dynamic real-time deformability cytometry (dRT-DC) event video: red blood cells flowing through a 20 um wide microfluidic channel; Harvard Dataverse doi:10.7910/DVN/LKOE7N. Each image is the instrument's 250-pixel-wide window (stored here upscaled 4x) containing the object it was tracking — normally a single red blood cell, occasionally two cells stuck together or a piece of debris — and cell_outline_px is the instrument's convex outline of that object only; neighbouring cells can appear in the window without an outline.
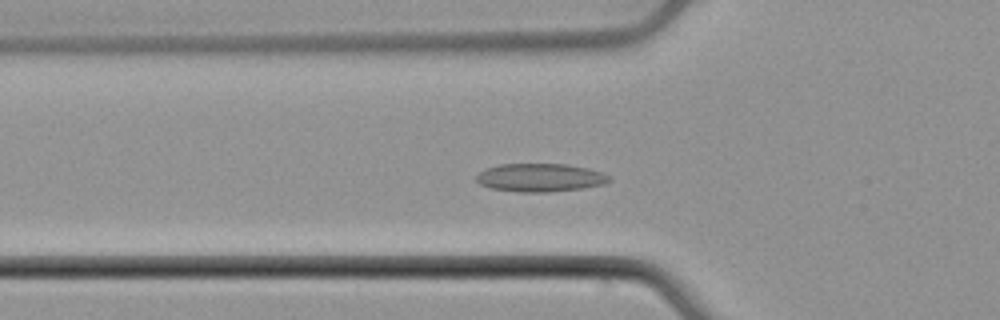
{"species": "common noctule bat (a hibernating species)", "species_latin": "Nyctalus noctula", "temperature_condition": "cold", "stored_images_in_passage": 53, "camera_frame_rate_fps": 3000, "um_per_image_px": 0.085, "animal": {"sex": "male", "body_mass_g": 21.5, "forearm_length_mm": 52.0}, "frame": {"image": 1, "passage_image": 18, "time_ms": 5.667, "image_size_px": [1000, 320], "cell_outline_px": [[612, 180], [604, 184], [584, 188], [548, 192], [520, 192], [492, 188], [480, 184], [476, 180], [476, 176], [484, 168], [500, 164], [568, 164], [588, 168], [604, 172]], "centroid_in_image_um": [45.94, 15.09], "position_along_channel_um": 79.9, "area_um2": 21.96}}
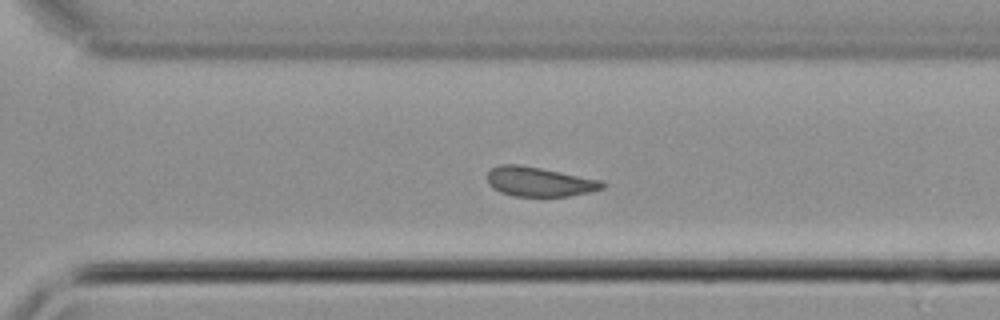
{"frame": {"image": 2, "passage_image": 37, "time_ms": 12.0, "image_size_px": [1000, 320], "cell_outline_px": [[604, 188], [592, 192], [568, 196], [512, 196], [500, 192], [492, 188], [488, 184], [488, 172], [492, 168], [500, 164], [520, 164], [600, 180], [604, 184]], "centroid_in_image_um": [45.81, 15.45], "position_along_channel_um": 324.8, "area_um2": 19.71}}
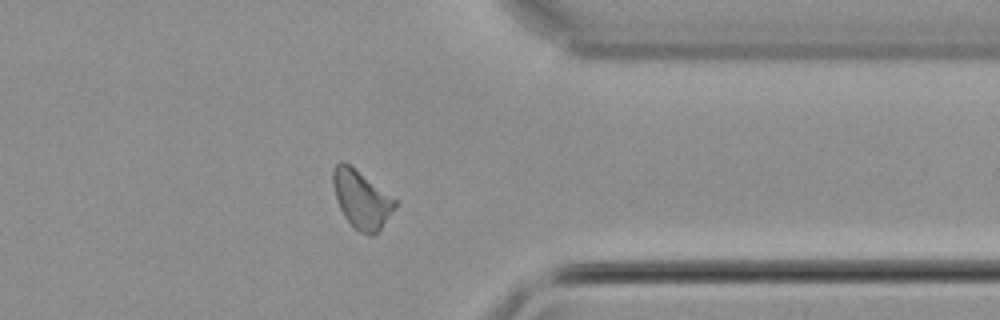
{"frame": {"image": 3, "passage_image": 42, "time_ms": 13.667, "image_size_px": [1000, 320], "cell_outline_px": [[396, 204], [376, 236], [368, 236], [360, 232], [344, 216], [340, 208], [332, 184], [332, 168], [340, 160], [344, 160], [396, 200]], "centroid_in_image_um": [30.68, 16.93], "position_along_channel_um": 380.7, "area_um2": 20.58}}